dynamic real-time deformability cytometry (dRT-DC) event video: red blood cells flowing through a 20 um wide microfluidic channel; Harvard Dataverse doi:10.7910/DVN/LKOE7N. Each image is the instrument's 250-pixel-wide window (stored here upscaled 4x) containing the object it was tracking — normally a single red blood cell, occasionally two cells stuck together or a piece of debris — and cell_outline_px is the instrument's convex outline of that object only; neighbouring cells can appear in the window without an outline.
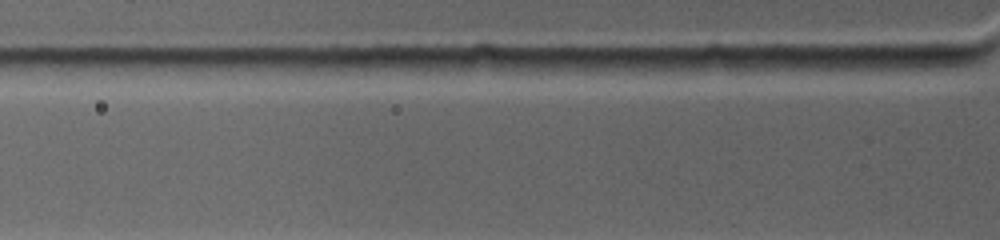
{"species": "common noctule bat (a hibernating species)", "species_latin": "Nyctalus noctula", "temperature_condition": "warm", "stored_images_in_passage": 4, "camera_frame_rate_fps": 4500, "um_per_image_px": 0.085, "animal": {"sex": "female", "body_mass_g": 19.0, "forearm_length_mm": 53.3}, "frame": {"image": 1, "passage_image": 4, "time_ms": 0.444, "image_size_px": [1000, 240], "cell_outline_px": [[976, 60], [968, 64], [912, 72], [844, 68], [844, 64], [852, 56], [956, 56]], "centroid_in_image_um": [76.91, 5.34], "position_along_channel_um": 48.9, "area_um2": 11.56}}